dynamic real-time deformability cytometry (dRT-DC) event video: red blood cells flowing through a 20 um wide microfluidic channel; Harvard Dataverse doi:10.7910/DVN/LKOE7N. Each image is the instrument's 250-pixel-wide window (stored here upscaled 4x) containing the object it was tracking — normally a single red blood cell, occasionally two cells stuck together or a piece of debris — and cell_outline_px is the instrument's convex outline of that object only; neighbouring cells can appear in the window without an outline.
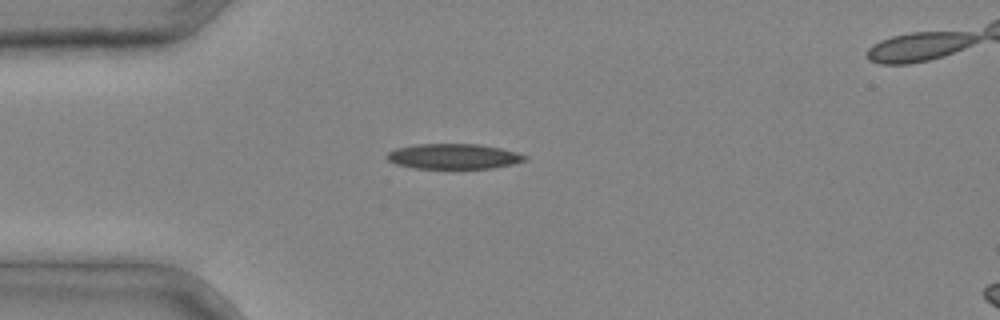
{"species": "common noctule bat (a hibernating species)", "species_latin": "Nyctalus noctula", "temperature_condition": "cold", "stored_images_in_passage": 2, "camera_frame_rate_fps": 3000, "um_per_image_px": 0.085, "animal": {"sex": "male", "body_mass_g": 20.4}, "frame": {"image": 1, "passage_image": 1, "time_ms": 0.0, "image_size_px": [1000, 320], "cell_outline_px": [[528, 160], [512, 164], [492, 168], [416, 168], [396, 164], [388, 160], [384, 156], [388, 152], [396, 148], [416, 144], [480, 144], [500, 148], [516, 152], [528, 156]], "centroid_in_image_um": [38.56, 13.29], "position_along_channel_um": 46.4, "area_um2": 20.29}}